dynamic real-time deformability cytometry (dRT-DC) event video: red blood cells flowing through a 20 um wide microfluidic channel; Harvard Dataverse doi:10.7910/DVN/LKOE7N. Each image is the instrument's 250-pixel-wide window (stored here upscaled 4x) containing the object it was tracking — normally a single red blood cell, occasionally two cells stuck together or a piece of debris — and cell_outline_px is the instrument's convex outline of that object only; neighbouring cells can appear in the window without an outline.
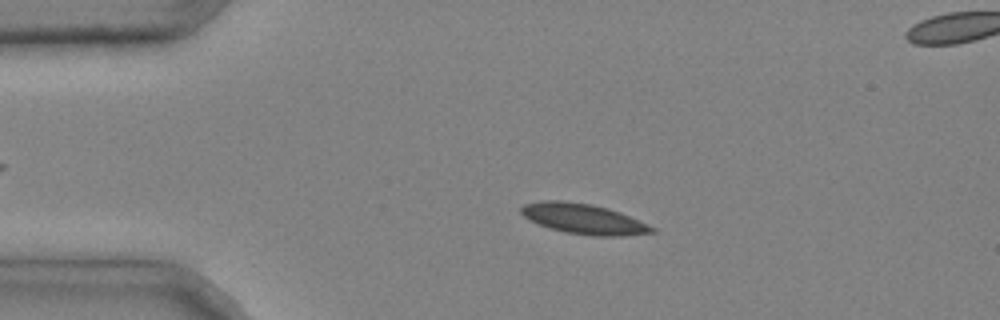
{"species": "common noctule bat (a hibernating species)", "species_latin": "Nyctalus noctula", "temperature_condition": "cold", "stored_images_in_passage": 4, "camera_frame_rate_fps": 3000, "um_per_image_px": 0.085, "animal": {"sex": "male", "body_mass_g": 20.4}, "frame": {"image": 1, "passage_image": 2, "time_ms": 0.333, "image_size_px": [1000, 320], "cell_outline_px": [[656, 232], [624, 236], [592, 236], [564, 232], [548, 228], [524, 216], [520, 212], [520, 208], [524, 204], [540, 200], [560, 200], [592, 204], [608, 208], [620, 212], [656, 228]], "centroid_in_image_um": [49.61, 18.6], "position_along_channel_um": 35.4, "area_um2": 23.12}}